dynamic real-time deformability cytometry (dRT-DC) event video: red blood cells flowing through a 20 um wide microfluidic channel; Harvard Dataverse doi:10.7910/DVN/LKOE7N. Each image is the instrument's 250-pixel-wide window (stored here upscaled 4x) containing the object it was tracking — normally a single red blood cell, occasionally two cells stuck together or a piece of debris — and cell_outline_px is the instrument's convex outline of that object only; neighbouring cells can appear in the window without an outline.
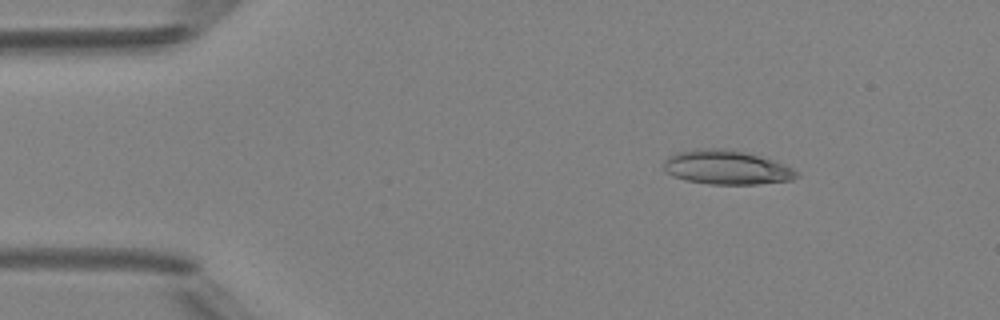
{"species": "Egyptian fruit bat (a non-hibernating species)", "species_latin": "Rousettus aegyptiacus", "temperature_condition": "room temperature", "stored_images_in_passage": 43, "camera_frame_rate_fps": 3000, "um_per_image_px": 0.085, "animal": {"sex": "female"}, "frame": {"image": 1, "passage_image": 1, "time_ms": 0.0, "image_size_px": [1000, 320], "cell_outline_px": [[800, 176], [792, 180], [756, 184], [712, 184], [684, 180], [672, 176], [664, 168], [664, 160], [668, 156], [676, 152], [700, 148], [720, 148], [744, 152], [772, 160], [784, 164], [800, 172]], "centroid_in_image_um": [61.75, 14.23], "position_along_channel_um": 23.2, "area_um2": 26.41}}
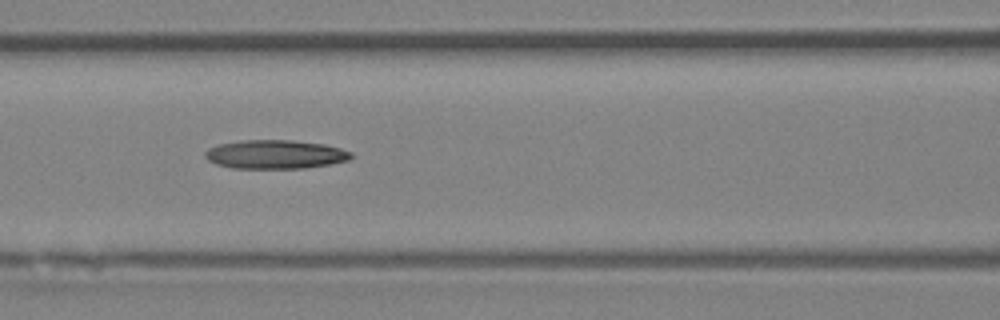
{"frame": {"image": 2, "passage_image": 15, "time_ms": 4.667, "image_size_px": [1000, 320], "cell_outline_px": [[352, 156], [348, 160], [332, 164], [304, 168], [232, 168], [216, 164], [208, 160], [204, 156], [204, 152], [208, 148], [220, 144], [240, 140], [292, 140], [324, 144], [340, 148], [352, 152]], "centroid_in_image_um": [23.39, 13.12], "position_along_channel_um": 143.2, "area_um2": 24.57}}
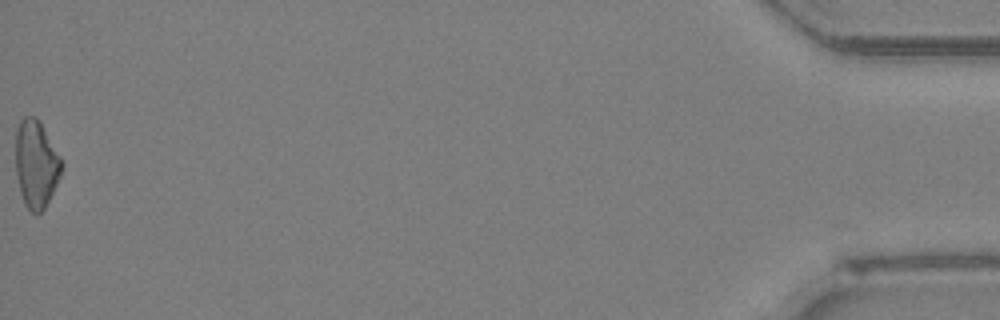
{"frame": {"image": 3, "passage_image": 43, "time_ms": 14.0, "image_size_px": [1000, 320], "cell_outline_px": [[64, 168], [44, 208], [36, 216], [24, 204], [20, 192], [16, 176], [16, 128], [20, 120], [24, 116], [36, 116], [60, 156], [64, 164]], "centroid_in_image_um": [3.06, 13.94], "position_along_channel_um": 432.1, "area_um2": 23.41}}